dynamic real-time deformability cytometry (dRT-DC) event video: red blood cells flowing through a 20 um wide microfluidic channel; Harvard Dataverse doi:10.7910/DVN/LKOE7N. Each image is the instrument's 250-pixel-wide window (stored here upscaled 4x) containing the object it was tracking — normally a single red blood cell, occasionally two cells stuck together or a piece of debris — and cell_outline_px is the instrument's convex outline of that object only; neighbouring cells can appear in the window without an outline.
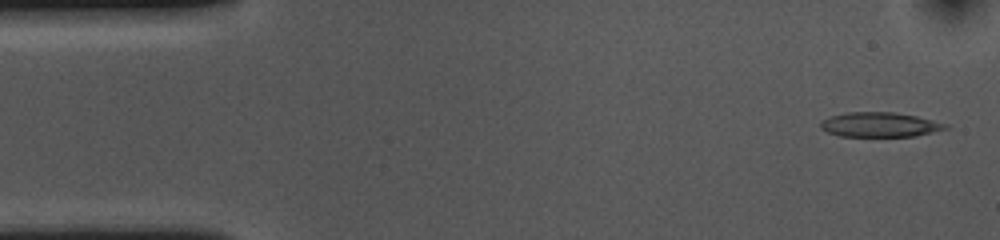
{"species": "common noctule bat (a hibernating species)", "species_latin": "Nyctalus noctula", "temperature_condition": "cold", "stored_images_in_passage": 53, "camera_frame_rate_fps": 3000, "um_per_image_px": 0.085, "animal": {"sex": "female", "body_mass_g": 10.0, "forearm_length_mm": 53.1}, "frame": {"image": 1, "passage_image": 2, "time_ms": 0.333, "image_size_px": [1000, 240], "cell_outline_px": [[948, 128], [916, 136], [840, 136], [828, 132], [820, 128], [820, 120], [844, 112], [892, 112], [916, 116], [948, 124]], "centroid_in_image_um": [74.75, 10.59], "position_along_channel_um": 10.3, "area_um2": 17.86}}
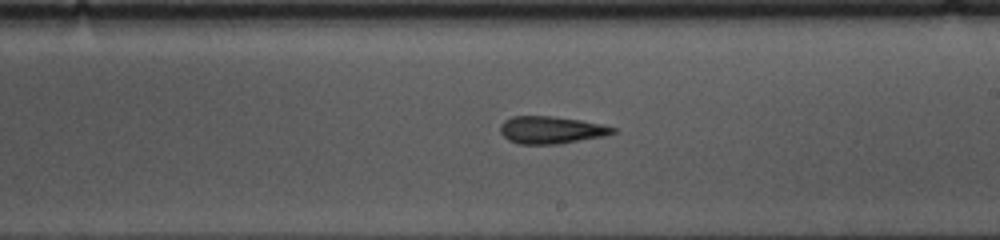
{"frame": {"image": 2, "passage_image": 29, "time_ms": 9.333, "image_size_px": [1000, 240], "cell_outline_px": [[620, 132], [608, 136], [560, 144], [520, 144], [508, 140], [500, 132], [500, 124], [504, 120], [512, 116], [552, 116], [580, 120], [604, 124], [616, 128]], "centroid_in_image_um": [46.92, 11.05], "position_along_channel_um": 242.1, "area_um2": 18.38}}
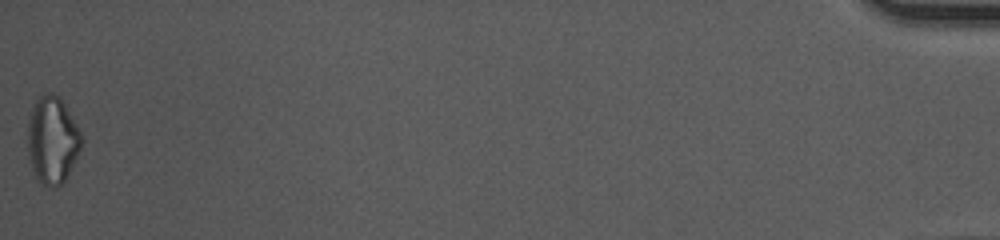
{"frame": {"image": 3, "passage_image": 53, "time_ms": 17.333, "image_size_px": [1000, 240], "cell_outline_px": [[84, 140], [64, 180], [60, 184], [52, 188], [40, 184], [32, 168], [28, 152], [28, 120], [32, 104], [44, 92], [52, 92], [60, 96], [84, 136]], "centroid_in_image_um": [4.45, 11.85], "position_along_channel_um": 430.8, "area_um2": 27.46}, "authors_computed_cell_mechanics": {"area_um2": 18.6116, "velocity_mm_per_s": 3.6719, "shape_relaxation_time_tau1_ms": null, "shape_relaxation_time_tau2_ms": 6.2668, "deformation_change_tau1": null, "deformation_change_tau2": 0.1795}}